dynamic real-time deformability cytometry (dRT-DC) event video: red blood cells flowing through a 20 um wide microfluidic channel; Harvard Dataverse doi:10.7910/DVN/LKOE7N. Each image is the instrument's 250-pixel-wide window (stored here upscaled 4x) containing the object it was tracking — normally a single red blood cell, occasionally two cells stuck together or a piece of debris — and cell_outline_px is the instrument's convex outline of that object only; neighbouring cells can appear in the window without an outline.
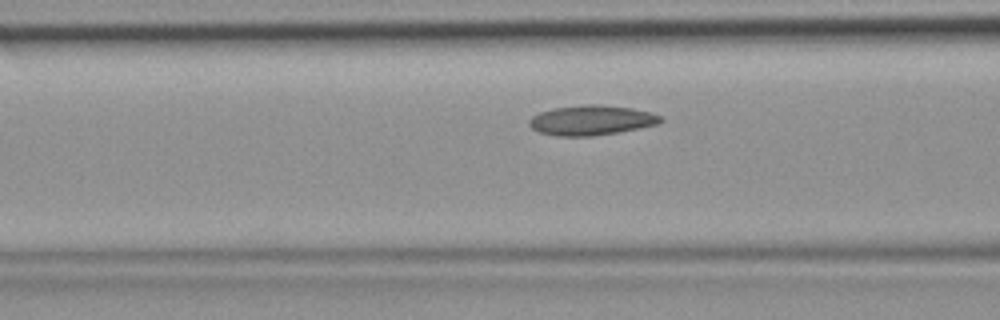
{"species": "common noctule bat (a hibernating species)", "species_latin": "Nyctalus noctula", "temperature_condition": "room temperature", "stored_images_in_passage": 40, "camera_frame_rate_fps": 3000, "um_per_image_px": 0.085, "animal": {"sex": "female", "body_mass_g": 19.9}, "frame": {"image": 1, "passage_image": 12, "time_ms": 3.667, "image_size_px": [1000, 320], "cell_outline_px": [[664, 120], [660, 124], [640, 128], [592, 136], [556, 136], [540, 132], [532, 128], [528, 124], [528, 120], [532, 116], [540, 112], [552, 108], [588, 104], [596, 104], [632, 108], [652, 112], [660, 116]], "centroid_in_image_um": [50.28, 10.22], "position_along_channel_um": 116.3, "area_um2": 22.95}}
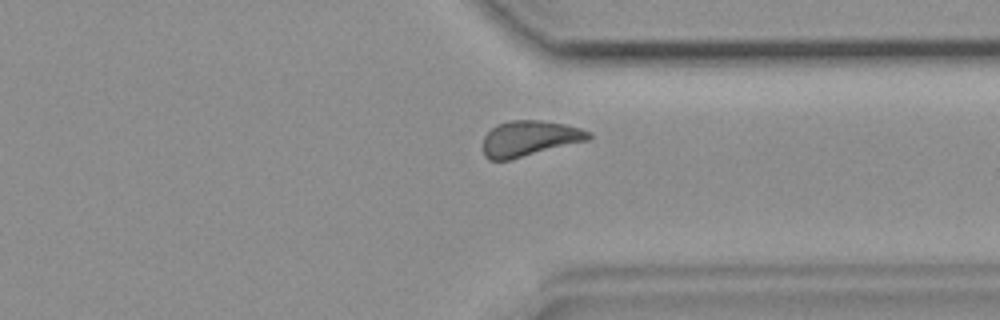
{"frame": {"image": 2, "passage_image": 29, "time_ms": 9.333, "image_size_px": [1000, 320], "cell_outline_px": [[592, 136], [588, 140], [508, 160], [488, 160], [484, 156], [484, 136], [496, 124], [512, 120], [540, 120], [564, 124], [580, 128], [592, 132]], "centroid_in_image_um": [45.0, 11.76], "position_along_channel_um": 366.4, "area_um2": 21.73}}
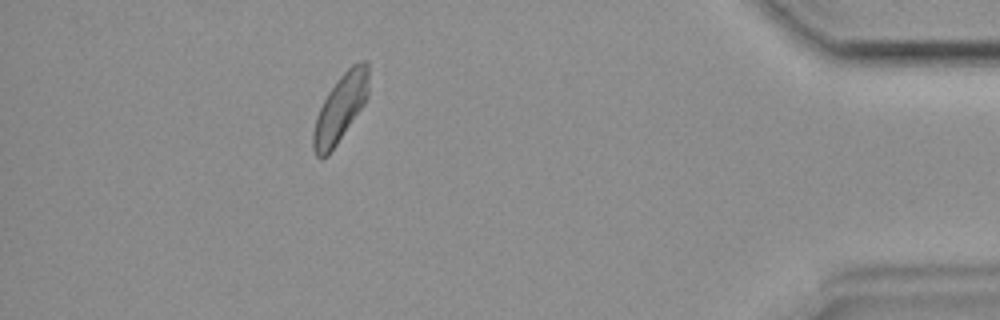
{"frame": {"image": 3, "passage_image": 35, "time_ms": 11.333, "image_size_px": [1000, 320], "cell_outline_px": [[368, 96], [364, 104], [328, 156], [316, 156], [312, 148], [312, 132], [316, 116], [328, 92], [340, 76], [352, 64], [360, 60], [368, 60]], "centroid_in_image_um": [28.93, 9.17], "position_along_channel_um": 406.3, "area_um2": 21.62}}